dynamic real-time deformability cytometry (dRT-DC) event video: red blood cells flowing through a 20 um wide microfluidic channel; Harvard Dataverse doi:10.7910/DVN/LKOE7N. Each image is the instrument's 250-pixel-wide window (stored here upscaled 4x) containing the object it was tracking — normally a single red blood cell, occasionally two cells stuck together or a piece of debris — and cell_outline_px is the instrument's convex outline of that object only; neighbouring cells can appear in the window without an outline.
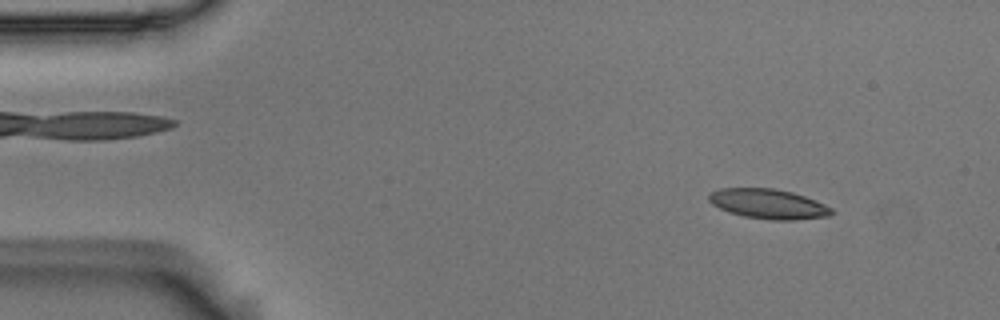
{"species": "Egyptian fruit bat (a non-hibernating species)", "species_latin": "Rousettus aegyptiacus", "temperature_condition": "room temperature", "stored_images_in_passage": 49, "camera_frame_rate_fps": 3000, "um_per_image_px": 0.085, "animal": {"sex": "male"}, "frame": {"image": 1, "passage_image": 5, "time_ms": 1.333, "image_size_px": [1000, 320], "cell_outline_px": [[836, 212], [828, 216], [792, 220], [772, 220], [744, 216], [728, 212], [712, 204], [708, 200], [708, 196], [712, 192], [720, 188], [776, 188], [792, 192], [816, 200], [832, 208]], "centroid_in_image_um": [65.32, 17.33], "position_along_channel_um": 19.7, "area_um2": 21.33}}
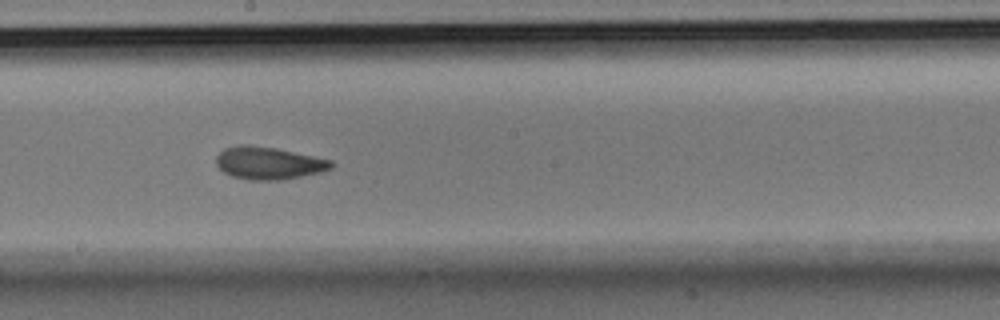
{"frame": {"image": 2, "passage_image": 29, "time_ms": 9.333, "image_size_px": [1000, 320], "cell_outline_px": [[332, 168], [320, 172], [280, 180], [248, 180], [232, 176], [224, 172], [216, 164], [216, 156], [224, 148], [240, 144], [248, 144], [276, 148], [332, 160]], "centroid_in_image_um": [22.8, 13.85], "position_along_channel_um": 225.4, "area_um2": 21.73}}
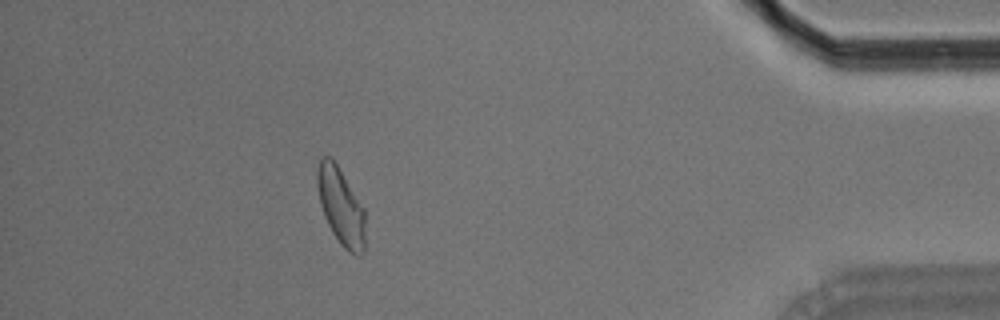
{"frame": {"image": 3, "passage_image": 48, "time_ms": 15.667, "image_size_px": [1000, 320], "cell_outline_px": [[364, 252], [360, 256], [356, 256], [348, 252], [340, 244], [332, 232], [324, 216], [320, 204], [316, 184], [316, 172], [320, 156], [332, 156], [364, 208]], "centroid_in_image_um": [28.95, 17.52], "position_along_channel_um": 406.3, "area_um2": 21.79}, "authors_computed_cell_mechanics": {"area_um2": 21.386, "velocity_mm_per_s": 3.6328, "shape_relaxation_time_tau1_ms": 4.1682, "shape_relaxation_time_tau2_ms": 1.7939, "deformation_change_tau1": 0.1522, "deformation_change_tau2": 0.0851}}